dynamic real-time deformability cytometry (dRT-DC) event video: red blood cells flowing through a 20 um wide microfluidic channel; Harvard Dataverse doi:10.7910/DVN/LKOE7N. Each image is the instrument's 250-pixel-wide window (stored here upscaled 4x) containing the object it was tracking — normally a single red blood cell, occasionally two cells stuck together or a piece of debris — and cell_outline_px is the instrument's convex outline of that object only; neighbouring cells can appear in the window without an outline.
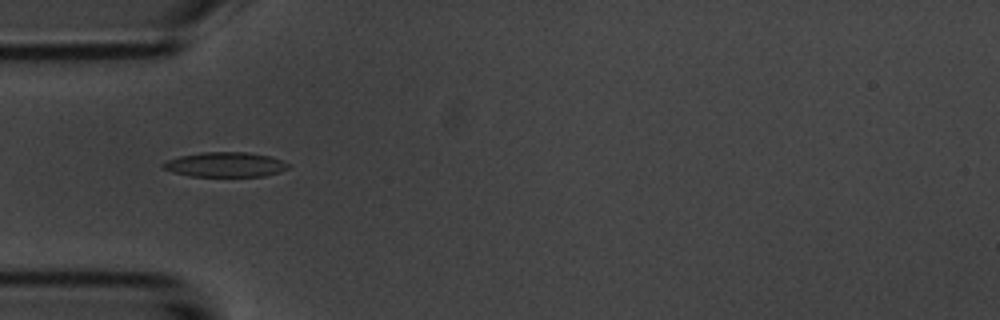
{"species": "common noctule bat (a hibernating species)", "species_latin": "Nyctalus noctula", "temperature_condition": "room temperature", "stored_images_in_passage": 5, "camera_frame_rate_fps": 3000, "um_per_image_px": 0.085, "animal": {"sex": "male", "body_mass_g": 20.1, "forearm_length_mm": 53.5}, "frame": {"image": 1, "passage_image": 5, "time_ms": 4.667, "image_size_px": [1000, 320], "cell_outline_px": [[292, 164], [288, 168], [280, 172], [264, 176], [188, 176], [172, 172], [160, 168], [160, 164], [168, 160], [180, 156], [200, 152], [248, 152], [272, 156], [284, 160]], "centroid_in_image_um": [19.17, 13.98], "position_along_channel_um": 65.8, "area_um2": 18.44}}